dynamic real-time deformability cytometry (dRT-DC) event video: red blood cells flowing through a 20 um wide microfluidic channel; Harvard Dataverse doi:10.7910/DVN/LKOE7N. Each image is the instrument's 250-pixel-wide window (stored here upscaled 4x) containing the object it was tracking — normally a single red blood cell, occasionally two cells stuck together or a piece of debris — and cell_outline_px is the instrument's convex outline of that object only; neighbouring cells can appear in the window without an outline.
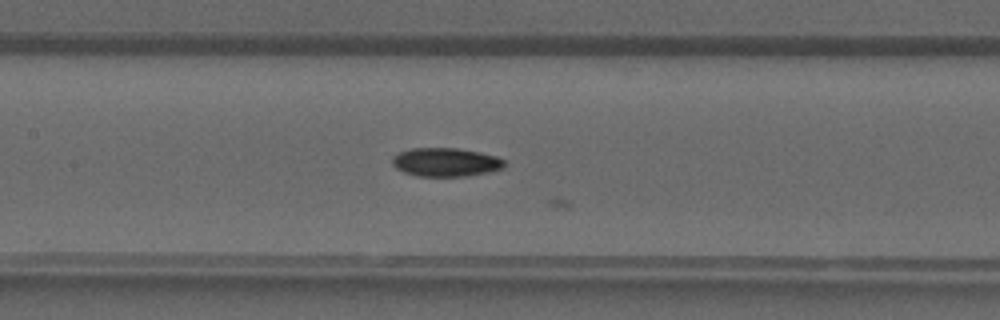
{"species": "common noctule bat (a hibernating species)", "species_latin": "Nyctalus noctula", "temperature_condition": "warm", "stored_images_in_passage": 19, "camera_frame_rate_fps": 3000, "um_per_image_px": 0.085, "animal": {"sex": "male", "forearm_length_mm": 52.5}, "frame": {"image": 1, "passage_image": 18, "time_ms": 5.667, "image_size_px": [1000, 320], "cell_outline_px": [[504, 168], [488, 172], [464, 176], [420, 176], [404, 172], [396, 168], [392, 164], [392, 156], [400, 152], [412, 148], [456, 148], [480, 152], [496, 156], [504, 160]], "centroid_in_image_um": [37.88, 13.78], "position_along_channel_um": 169.5, "area_um2": 18.61}}